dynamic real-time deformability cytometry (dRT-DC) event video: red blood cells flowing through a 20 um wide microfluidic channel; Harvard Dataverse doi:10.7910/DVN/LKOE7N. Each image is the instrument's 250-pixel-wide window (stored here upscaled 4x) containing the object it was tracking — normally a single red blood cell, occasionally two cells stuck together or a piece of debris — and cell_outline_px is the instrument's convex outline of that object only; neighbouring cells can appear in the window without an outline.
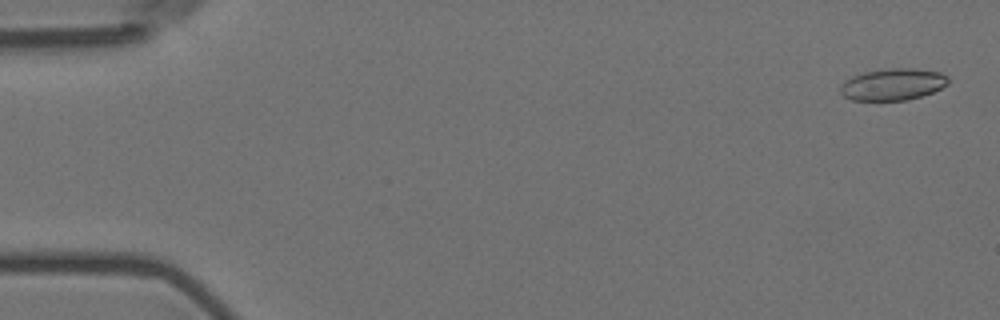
{"species": "Egyptian fruit bat (a non-hibernating species)", "species_latin": "Rousettus aegyptiacus", "temperature_condition": "room temperature", "stored_images_in_passage": 5, "camera_frame_rate_fps": 3000, "um_per_image_px": 0.085, "animal": {"sex": "female"}, "frame": {"image": 1, "passage_image": 2, "time_ms": 0.333, "image_size_px": [1000, 320], "cell_outline_px": [[948, 84], [932, 92], [908, 100], [852, 100], [844, 96], [840, 92], [840, 84], [844, 80], [852, 76], [864, 72], [888, 68], [916, 68], [940, 72], [948, 76]], "centroid_in_image_um": [75.87, 7.16], "position_along_channel_um": 9.1, "area_um2": 20.06}}